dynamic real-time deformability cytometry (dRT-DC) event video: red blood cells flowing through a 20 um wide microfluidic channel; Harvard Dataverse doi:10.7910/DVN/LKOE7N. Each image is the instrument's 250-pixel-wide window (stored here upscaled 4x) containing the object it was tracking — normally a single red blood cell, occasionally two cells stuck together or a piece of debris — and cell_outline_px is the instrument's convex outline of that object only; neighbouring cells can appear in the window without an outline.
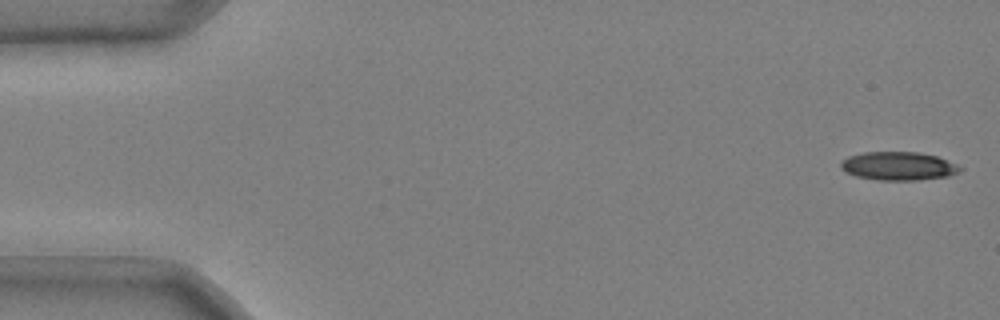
{"species": "common noctule bat (a hibernating species)", "species_latin": "Nyctalus noctula", "temperature_condition": "cold", "stored_images_in_passage": 9, "camera_frame_rate_fps": 3000, "um_per_image_px": 0.085, "animal": {"sex": "male", "body_mass_g": 20.4}, "frame": {"image": 1, "passage_image": 1, "time_ms": 0.0, "image_size_px": [1000, 320], "cell_outline_px": [[964, 168], [960, 172], [948, 176], [920, 180], [876, 180], [856, 176], [844, 172], [840, 168], [840, 160], [848, 156], [864, 152], [916, 152], [936, 156], [956, 164]], "centroid_in_image_um": [76.33, 14.12], "position_along_channel_um": 8.7, "area_um2": 19.94}}